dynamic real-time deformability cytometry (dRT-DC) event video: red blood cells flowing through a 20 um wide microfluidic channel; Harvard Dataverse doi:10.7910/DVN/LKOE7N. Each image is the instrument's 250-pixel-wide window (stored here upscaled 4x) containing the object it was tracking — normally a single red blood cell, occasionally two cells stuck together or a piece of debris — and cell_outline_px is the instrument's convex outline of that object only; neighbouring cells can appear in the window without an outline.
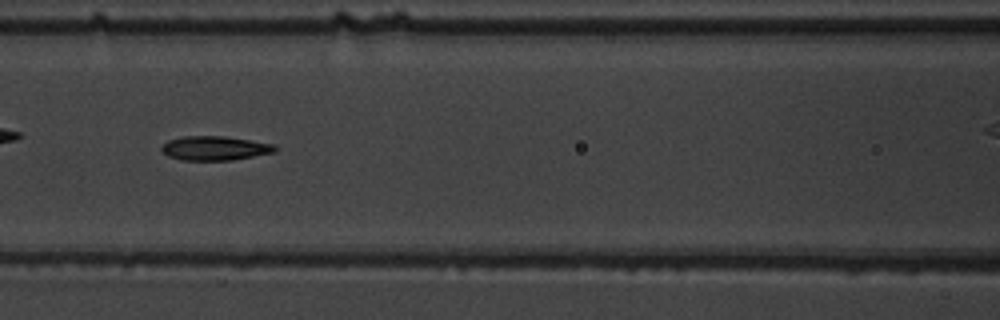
{"species": "common noctule bat (a hibernating species)", "species_latin": "Nyctalus noctula", "temperature_condition": "warm", "stored_images_in_passage": 44, "segment_of_instrument_passage": [1, 2], "camera_frame_rate_fps": 3000, "um_per_image_px": 0.085, "animal": {"sex": "male", "body_mass_g": 19.5, "forearm_length_mm": 54.6}, "frame": {"image": 1, "passage_image": 13, "time_ms": 4.0, "image_size_px": [1000, 320], "cell_outline_px": [[280, 148], [276, 152], [232, 160], [180, 160], [168, 156], [160, 148], [168, 140], [180, 136], [224, 136], [276, 144]], "centroid_in_image_um": [18.3, 12.59], "position_along_channel_um": 148.3, "area_um2": 16.18}}
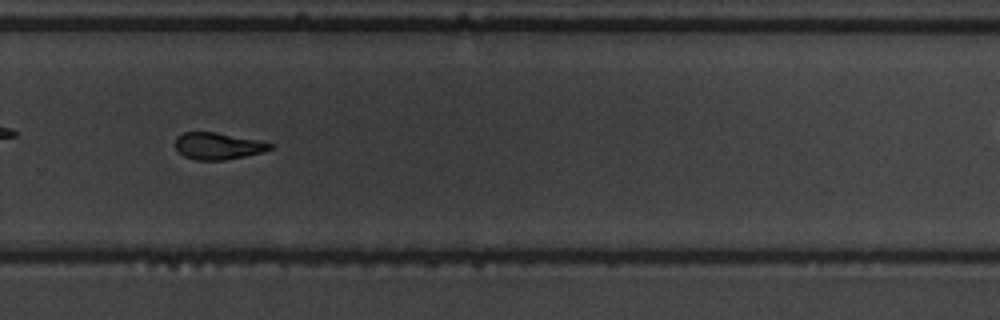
{"frame": {"image": 2, "passage_image": 26, "time_ms": 8.333, "image_size_px": [1000, 320], "cell_outline_px": [[276, 144], [272, 148], [264, 152], [224, 160], [196, 160], [184, 156], [176, 152], [176, 136], [184, 132], [216, 132], [260, 140]], "centroid_in_image_um": [18.54, 12.41], "position_along_channel_um": 311.3, "area_um2": 15.03}}
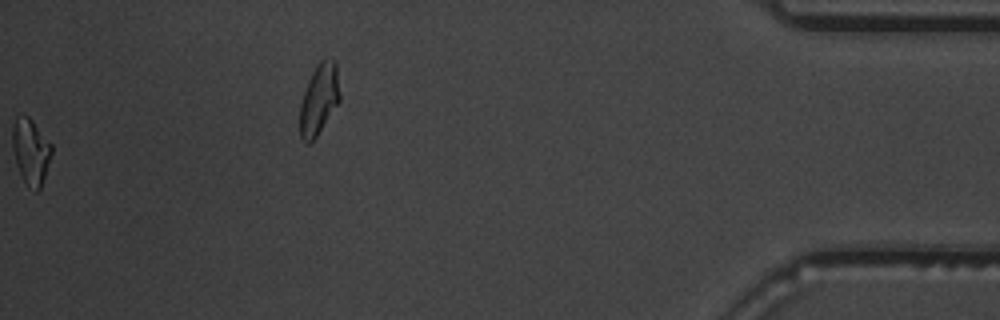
{"frame": {"image": 3, "passage_image": 43, "time_ms": 14.0, "image_size_px": [1000, 320], "cell_outline_px": [[52, 152], [40, 188], [36, 192], [28, 188], [16, 164], [12, 148], [12, 124], [16, 116], [28, 116], [32, 120], [52, 144]], "centroid_in_image_um": [2.6, 12.86], "position_along_channel_um": 432.6, "area_um2": 14.97}}